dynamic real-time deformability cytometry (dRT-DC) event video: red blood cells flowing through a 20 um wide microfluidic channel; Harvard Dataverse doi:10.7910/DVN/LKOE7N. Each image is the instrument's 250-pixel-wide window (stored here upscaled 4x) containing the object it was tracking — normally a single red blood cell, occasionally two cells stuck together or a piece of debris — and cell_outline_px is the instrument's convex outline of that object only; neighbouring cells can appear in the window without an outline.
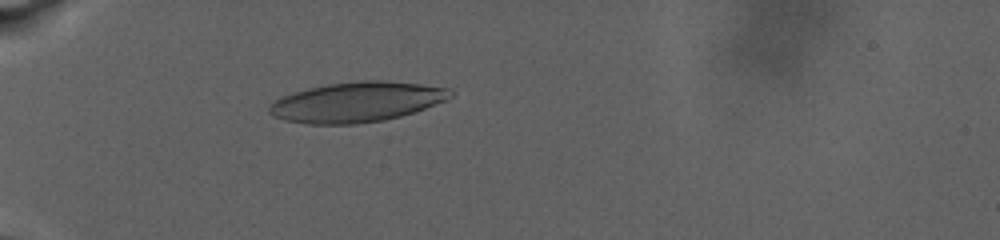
{"species": "human", "species_latin": "Homo sapiens", "temperature_condition": "warm", "stored_images_in_passage": 19, "camera_frame_rate_fps": 3000, "um_per_image_px": 0.085, "donor": {"sex": "male"}, "frame": {"image": 1, "passage_image": 6, "time_ms": 1.667, "image_size_px": [1000, 240], "cell_outline_px": [[456, 92], [448, 100], [400, 116], [384, 120], [356, 124], [308, 124], [284, 120], [272, 116], [268, 112], [268, 108], [280, 96], [308, 88], [328, 84], [364, 80], [380, 80], [420, 84], [448, 88]], "centroid_in_image_um": [30.32, 8.67], "position_along_channel_um": 54.7, "area_um2": 42.25}}
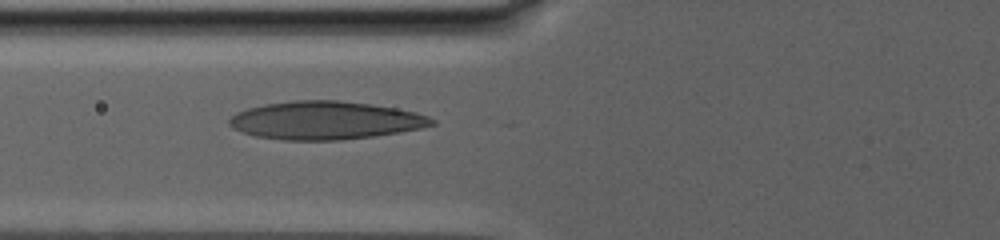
{"frame": {"image": 2, "passage_image": 17, "time_ms": 4.667, "image_size_px": [1000, 240], "cell_outline_px": [[436, 124], [420, 128], [400, 132], [376, 136], [340, 140], [284, 140], [256, 136], [232, 128], [228, 124], [228, 120], [236, 112], [248, 108], [264, 104], [292, 100], [336, 100], [372, 104], [396, 108], [416, 112], [428, 116], [436, 120]], "centroid_in_image_um": [27.66, 10.23], "position_along_channel_um": 98.1, "area_um2": 45.14}}